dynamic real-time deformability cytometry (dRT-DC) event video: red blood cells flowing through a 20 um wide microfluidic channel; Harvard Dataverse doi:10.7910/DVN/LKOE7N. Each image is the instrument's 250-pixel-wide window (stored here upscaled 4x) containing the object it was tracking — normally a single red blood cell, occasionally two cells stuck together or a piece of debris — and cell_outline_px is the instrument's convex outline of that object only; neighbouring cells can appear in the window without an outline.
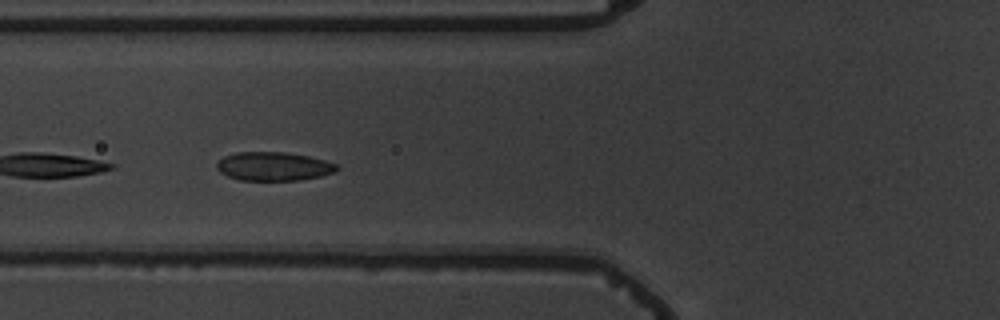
{"species": "common noctule bat (a hibernating species)", "species_latin": "Nyctalus noctula", "temperature_condition": "warm", "stored_images_in_passage": 10, "camera_frame_rate_fps": 3000, "um_per_image_px": 0.085, "animal": {"sex": "male", "body_mass_g": 19.5, "forearm_length_mm": 54.6}, "frame": {"image": 1, "passage_image": 5, "time_ms": 4.667, "image_size_px": [1000, 320], "cell_outline_px": [[340, 168], [336, 172], [320, 176], [300, 180], [240, 180], [228, 176], [220, 172], [216, 168], [216, 164], [224, 156], [236, 152], [284, 152], [308, 156], [324, 160], [336, 164]], "centroid_in_image_um": [23.26, 14.14], "position_along_channel_um": 102.5, "area_um2": 20.06}}
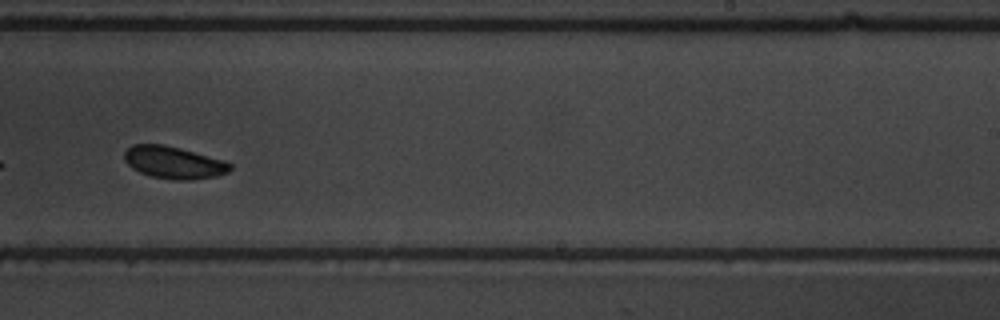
{"frame": {"image": 2, "passage_image": 9, "time_ms": 9.333, "image_size_px": [1000, 320], "cell_outline_px": [[232, 168], [228, 172], [216, 176], [192, 180], [172, 180], [152, 176], [140, 172], [132, 168], [124, 160], [124, 152], [132, 144], [164, 144], [180, 148], [224, 160], [232, 164]], "centroid_in_image_um": [14.77, 13.81], "position_along_channel_um": 274.2, "area_um2": 19.94}}
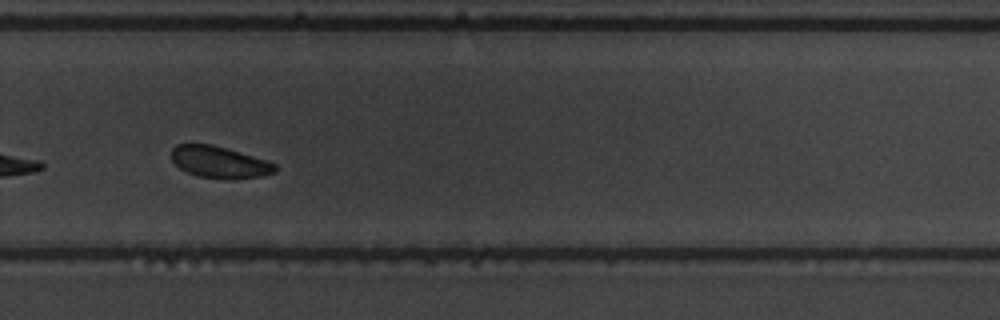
{"frame": {"image": 3, "passage_image": 10, "time_ms": 10.333, "image_size_px": [1000, 320], "cell_outline_px": [[280, 168], [276, 172], [264, 176], [196, 176], [180, 168], [172, 160], [172, 148], [176, 144], [212, 144], [268, 160], [276, 164]], "centroid_in_image_um": [18.67, 13.73], "position_along_channel_um": 311.1, "area_um2": 18.5}}